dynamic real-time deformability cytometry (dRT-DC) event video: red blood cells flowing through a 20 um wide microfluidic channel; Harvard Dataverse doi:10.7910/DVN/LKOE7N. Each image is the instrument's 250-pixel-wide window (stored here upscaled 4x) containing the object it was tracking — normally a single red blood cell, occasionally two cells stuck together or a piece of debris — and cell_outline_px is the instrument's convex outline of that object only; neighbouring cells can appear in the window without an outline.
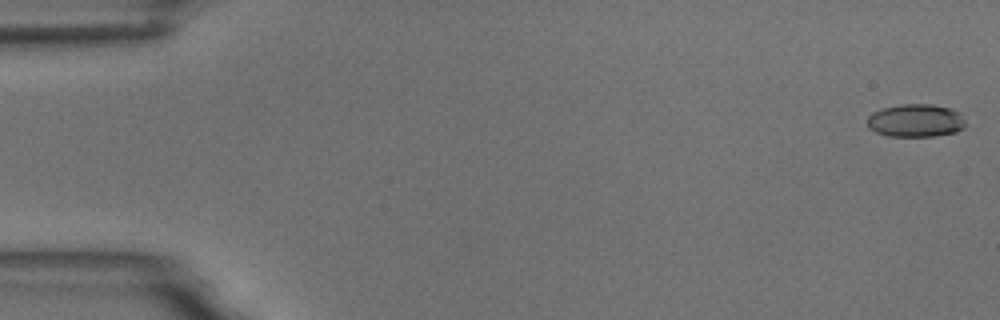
{"species": "common noctule bat (a hibernating species)", "species_latin": "Nyctalus noctula", "temperature_condition": "room temperature", "stored_images_in_passage": 11, "camera_frame_rate_fps": 3000, "um_per_image_px": 0.085, "animal": {"sex": "male", "body_mass_g": 18.8}, "frame": {"image": 1, "passage_image": 1, "time_ms": 0.0, "image_size_px": [1000, 320], "cell_outline_px": [[964, 128], [956, 132], [936, 136], [888, 136], [876, 132], [868, 128], [868, 116], [872, 112], [884, 108], [900, 104], [932, 104], [948, 108], [960, 112], [964, 120]], "centroid_in_image_um": [77.83, 10.25], "position_along_channel_um": 7.2, "area_um2": 18.9}}